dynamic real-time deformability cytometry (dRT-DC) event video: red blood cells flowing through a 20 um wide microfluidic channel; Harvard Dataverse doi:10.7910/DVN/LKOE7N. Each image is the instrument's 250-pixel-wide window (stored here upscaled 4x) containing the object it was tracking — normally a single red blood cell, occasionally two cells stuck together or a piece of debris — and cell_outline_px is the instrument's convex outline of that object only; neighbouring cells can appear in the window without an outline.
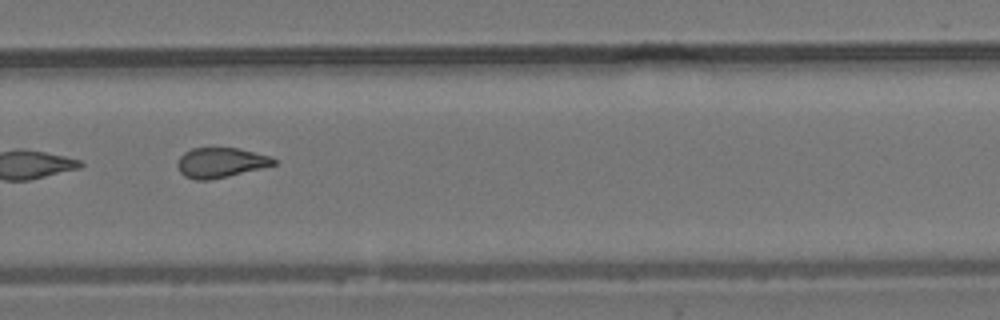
{"species": "common noctule bat (a hibernating species)", "species_latin": "Nyctalus noctula", "temperature_condition": "room temperature", "stored_images_in_passage": 14, "camera_frame_rate_fps": 3000, "um_per_image_px": 0.085, "animal": {"sex": "male", "body_mass_g": 19.2, "forearm_length_mm": 51.8}, "frame": {"image": 1, "passage_image": 10, "time_ms": 3.0, "image_size_px": [1000, 320], "cell_outline_px": [[276, 164], [212, 180], [196, 180], [184, 176], [180, 172], [176, 164], [180, 156], [184, 152], [192, 148], [240, 148], [272, 156], [276, 160]], "centroid_in_image_um": [18.74, 13.82], "position_along_channel_um": 311.1, "area_um2": 16.88}}